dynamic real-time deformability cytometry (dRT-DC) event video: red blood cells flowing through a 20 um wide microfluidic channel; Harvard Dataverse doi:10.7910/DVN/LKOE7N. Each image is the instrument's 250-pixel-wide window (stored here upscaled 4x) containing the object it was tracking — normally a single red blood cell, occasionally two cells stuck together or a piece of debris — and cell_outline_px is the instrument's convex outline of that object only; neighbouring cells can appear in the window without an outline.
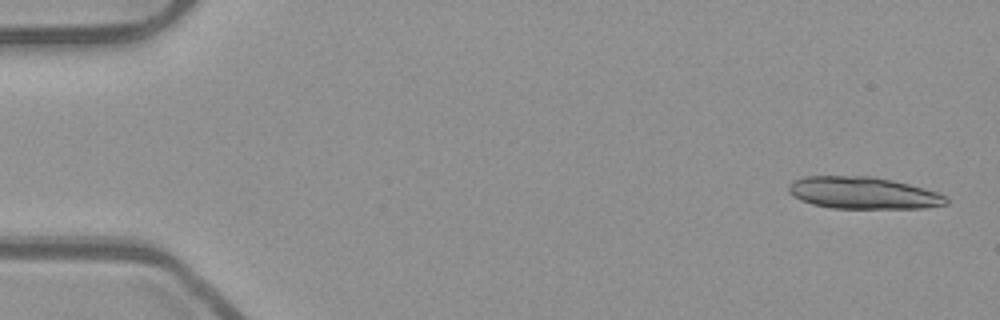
{"species": "common noctule bat (a hibernating species)", "species_latin": "Nyctalus noctula", "temperature_condition": "room temperature", "stored_images_in_passage": 16, "camera_frame_rate_fps": 3000, "um_per_image_px": 0.085, "animal": {"sex": "male", "body_mass_g": 23.1, "forearm_length_mm": 52.7}, "frame": {"image": 1, "passage_image": 2, "time_ms": 0.333, "image_size_px": [1000, 320], "cell_outline_px": [[948, 204], [924, 208], [832, 208], [812, 204], [800, 200], [788, 192], [788, 184], [792, 180], [804, 176], [868, 176], [892, 180], [908, 184], [936, 192], [944, 196], [948, 200]], "centroid_in_image_um": [73.31, 16.4], "position_along_channel_um": 11.7, "area_um2": 29.3}}